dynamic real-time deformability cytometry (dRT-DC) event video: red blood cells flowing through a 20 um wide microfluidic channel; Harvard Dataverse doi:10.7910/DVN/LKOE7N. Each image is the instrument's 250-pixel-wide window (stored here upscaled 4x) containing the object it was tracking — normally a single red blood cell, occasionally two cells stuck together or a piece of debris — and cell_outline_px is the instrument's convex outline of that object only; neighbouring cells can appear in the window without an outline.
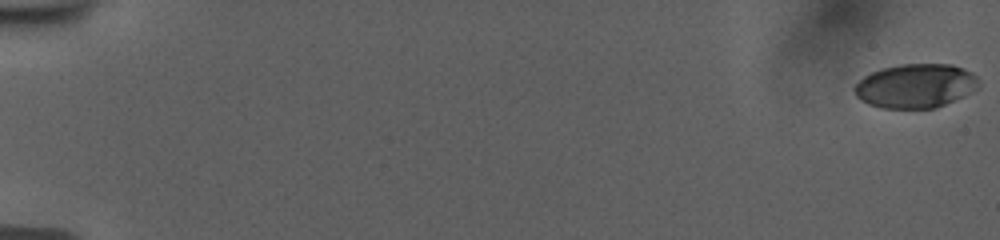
{"species": "human", "species_latin": "Homo sapiens", "temperature_condition": "room temperature", "stored_images_in_passage": 57, "camera_frame_rate_fps": 3000, "um_per_image_px": 0.085, "donor": {"sex": "female"}, "frame": {"image": 1, "passage_image": 1, "time_ms": 0.0, "image_size_px": [1000, 240], "cell_outline_px": [[976, 84], [964, 96], [936, 108], [884, 108], [868, 104], [860, 100], [856, 96], [852, 88], [864, 76], [872, 72], [884, 68], [900, 64], [952, 64], [972, 72], [976, 76]], "centroid_in_image_um": [77.76, 7.3], "position_along_channel_um": 7.2, "area_um2": 31.56}}
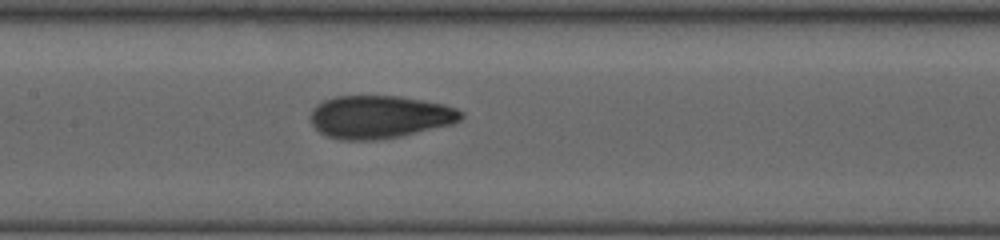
{"frame": {"image": 2, "passage_image": 30, "time_ms": 9.667, "image_size_px": [1000, 240], "cell_outline_px": [[464, 116], [460, 120], [452, 124], [400, 136], [376, 140], [344, 140], [328, 136], [320, 132], [312, 124], [308, 116], [312, 108], [316, 104], [324, 100], [336, 96], [396, 96], [424, 100], [444, 104], [456, 108], [464, 112]], "centroid_in_image_um": [32.25, 9.93], "position_along_channel_um": 175.1, "area_um2": 37.74}}
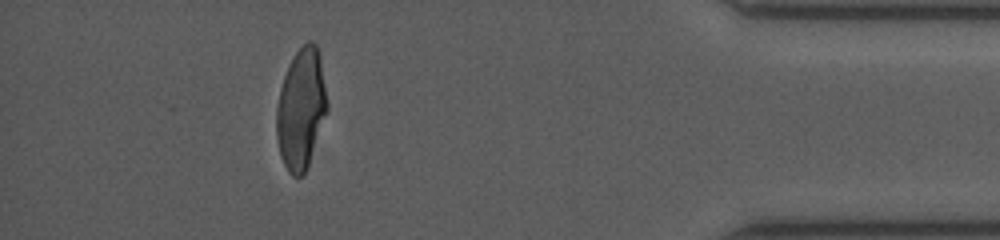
{"frame": {"image": 3, "passage_image": 52, "time_ms": 17.0, "image_size_px": [1000, 240], "cell_outline_px": [[328, 112], [308, 164], [304, 172], [300, 176], [292, 176], [288, 172], [280, 156], [276, 136], [276, 108], [280, 88], [284, 76], [292, 56], [308, 40], [312, 40], [316, 44], [320, 52], [328, 104]], "centroid_in_image_um": [25.6, 9.22], "position_along_channel_um": 409.6, "area_um2": 35.89}, "authors_computed_cell_mechanics": {"area_um2": 35.7782, "velocity_mm_per_s": 3.7719, "shape_relaxation_time_tau1_ms": 4.1284, "shape_relaxation_time_tau2_ms": 1.0572, "deformation_change_tau1": 0.1852, "deformation_change_tau2": 0.0709}}